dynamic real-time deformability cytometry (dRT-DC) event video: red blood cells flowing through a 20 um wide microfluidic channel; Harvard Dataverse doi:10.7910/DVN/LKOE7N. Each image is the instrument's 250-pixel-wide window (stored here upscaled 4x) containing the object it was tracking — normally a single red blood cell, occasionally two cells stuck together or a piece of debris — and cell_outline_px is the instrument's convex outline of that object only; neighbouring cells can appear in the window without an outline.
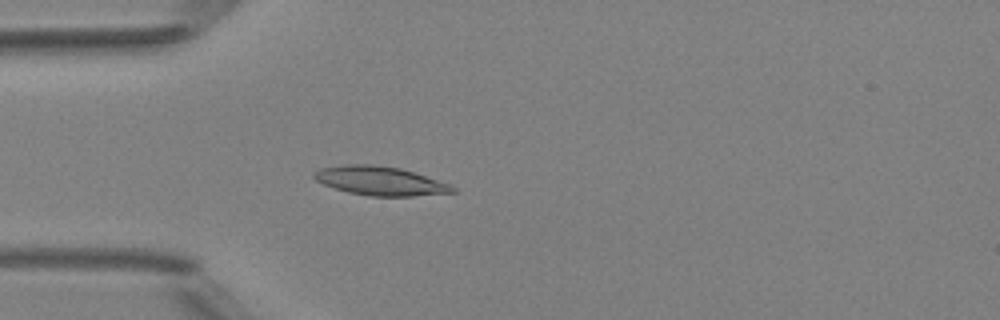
{"species": "Egyptian fruit bat (a non-hibernating species)", "species_latin": "Rousettus aegyptiacus", "temperature_condition": "room temperature", "stored_images_in_passage": 4, "camera_frame_rate_fps": 3000, "um_per_image_px": 0.085, "animal": {"sex": "female"}, "frame": {"image": 1, "passage_image": 4, "time_ms": 4.333, "image_size_px": [1000, 320], "cell_outline_px": [[456, 192], [412, 196], [372, 196], [348, 192], [324, 184], [316, 180], [312, 176], [320, 168], [344, 164], [372, 164], [400, 168], [452, 184], [456, 188]], "centroid_in_image_um": [32.35, 15.37], "position_along_channel_um": 52.7, "area_um2": 23.24}}